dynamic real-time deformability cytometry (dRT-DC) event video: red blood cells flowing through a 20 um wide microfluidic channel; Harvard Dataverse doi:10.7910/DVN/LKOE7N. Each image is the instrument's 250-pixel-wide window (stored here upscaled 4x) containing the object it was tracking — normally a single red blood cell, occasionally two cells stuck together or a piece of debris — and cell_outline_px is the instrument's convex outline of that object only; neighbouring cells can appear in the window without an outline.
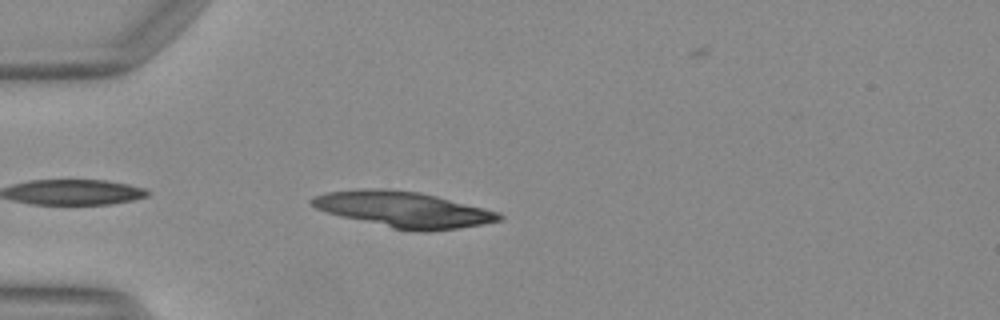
{"species": "Egyptian fruit bat (a non-hibernating species)", "species_latin": "Rousettus aegyptiacus", "temperature_condition": "warm", "stored_images_in_passage": 34, "camera_frame_rate_fps": 3000, "um_per_image_px": 0.085, "animal": {"sex": "female"}, "frame": {"image": 1, "passage_image": 2, "time_ms": 0.333, "image_size_px": [1000, 320], "cell_outline_px": [[504, 216], [500, 220], [484, 224], [428, 232], [416, 232], [392, 228], [340, 216], [316, 208], [308, 200], [312, 196], [328, 192], [380, 188], [420, 192], [436, 196], [496, 212]], "centroid_in_image_um": [34.26, 17.82], "position_along_channel_um": 50.7, "area_um2": 38.49}}